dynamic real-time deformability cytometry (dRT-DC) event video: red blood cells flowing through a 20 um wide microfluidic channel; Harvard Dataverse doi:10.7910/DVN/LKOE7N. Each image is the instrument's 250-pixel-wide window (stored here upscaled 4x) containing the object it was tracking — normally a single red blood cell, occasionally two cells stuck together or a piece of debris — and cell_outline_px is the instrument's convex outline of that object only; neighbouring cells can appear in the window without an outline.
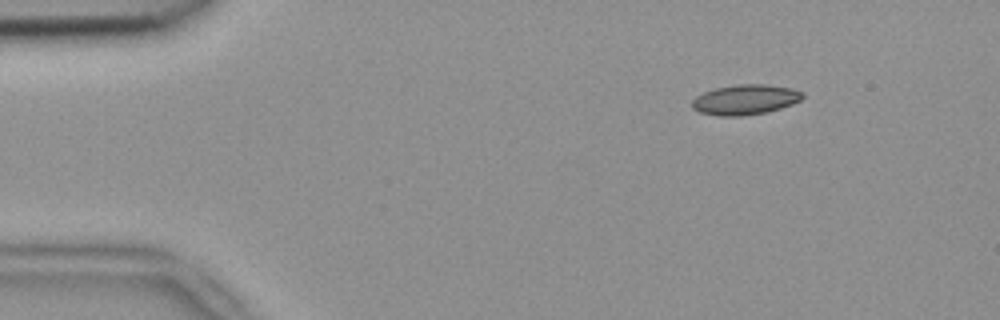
{"species": "common noctule bat (a hibernating species)", "species_latin": "Nyctalus noctula", "temperature_condition": "room temperature", "stored_images_in_passage": 4, "camera_frame_rate_fps": 3000, "um_per_image_px": 0.085, "animal": {"sex": "female", "body_mass_g": 18.4}, "frame": {"image": 1, "passage_image": 4, "time_ms": 1.0, "image_size_px": [1000, 320], "cell_outline_px": [[804, 96], [800, 100], [792, 104], [780, 108], [764, 112], [740, 116], [720, 116], [700, 112], [692, 108], [692, 100], [696, 96], [704, 92], [716, 88], [740, 84], [764, 84], [792, 88], [804, 92]], "centroid_in_image_um": [63.35, 8.46], "position_along_channel_um": 21.7, "area_um2": 19.25}}